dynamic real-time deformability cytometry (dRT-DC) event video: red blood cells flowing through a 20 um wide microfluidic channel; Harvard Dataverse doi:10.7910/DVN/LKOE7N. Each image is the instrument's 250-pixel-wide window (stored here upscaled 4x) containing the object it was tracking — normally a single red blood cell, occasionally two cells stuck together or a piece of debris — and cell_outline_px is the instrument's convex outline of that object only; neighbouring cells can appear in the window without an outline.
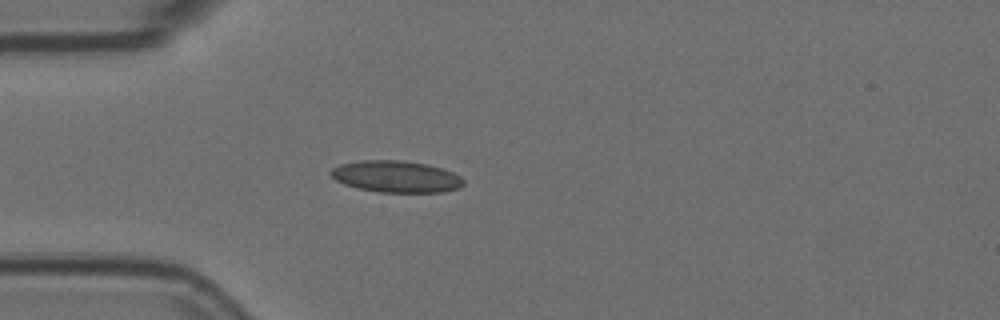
{"species": "Egyptian fruit bat (a non-hibernating species)", "species_latin": "Rousettus aegyptiacus", "temperature_condition": "room temperature", "stored_images_in_passage": 4, "camera_frame_rate_fps": 3000, "um_per_image_px": 0.085, "animal": {"sex": "female"}, "frame": {"image": 1, "passage_image": 4, "time_ms": 1.0, "image_size_px": [1000, 320], "cell_outline_px": [[464, 184], [460, 188], [444, 192], [380, 192], [356, 188], [344, 184], [336, 180], [328, 172], [332, 168], [340, 164], [360, 160], [400, 160], [428, 164], [452, 172], [460, 176], [464, 180]], "centroid_in_image_um": [33.66, 15.01], "position_along_channel_um": 51.3, "area_um2": 24.62}}